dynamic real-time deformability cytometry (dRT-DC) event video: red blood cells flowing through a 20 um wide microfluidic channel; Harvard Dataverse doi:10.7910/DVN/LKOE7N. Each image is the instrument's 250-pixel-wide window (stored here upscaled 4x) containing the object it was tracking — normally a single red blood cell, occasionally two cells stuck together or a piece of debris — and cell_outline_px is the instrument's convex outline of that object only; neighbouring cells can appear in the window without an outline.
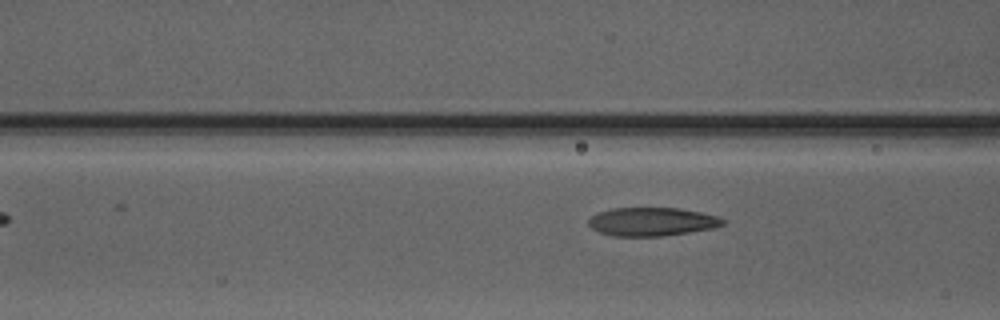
{"species": "Egyptian fruit bat (a non-hibernating species)", "species_latin": "Rousettus aegyptiacus", "temperature_condition": "warm", "stored_images_in_passage": 6, "camera_frame_rate_fps": 3000, "um_per_image_px": 0.085, "animal": {"sex": "male"}, "frame": {"image": 1, "passage_image": 6, "time_ms": 6.0, "image_size_px": [1000, 320], "cell_outline_px": [[724, 224], [712, 228], [688, 232], [660, 236], [612, 236], [600, 232], [592, 228], [588, 224], [588, 220], [596, 212], [612, 208], [680, 208], [700, 212], [716, 216], [724, 220]], "centroid_in_image_um": [55.36, 18.84], "position_along_channel_um": 111.2, "area_um2": 22.14}}